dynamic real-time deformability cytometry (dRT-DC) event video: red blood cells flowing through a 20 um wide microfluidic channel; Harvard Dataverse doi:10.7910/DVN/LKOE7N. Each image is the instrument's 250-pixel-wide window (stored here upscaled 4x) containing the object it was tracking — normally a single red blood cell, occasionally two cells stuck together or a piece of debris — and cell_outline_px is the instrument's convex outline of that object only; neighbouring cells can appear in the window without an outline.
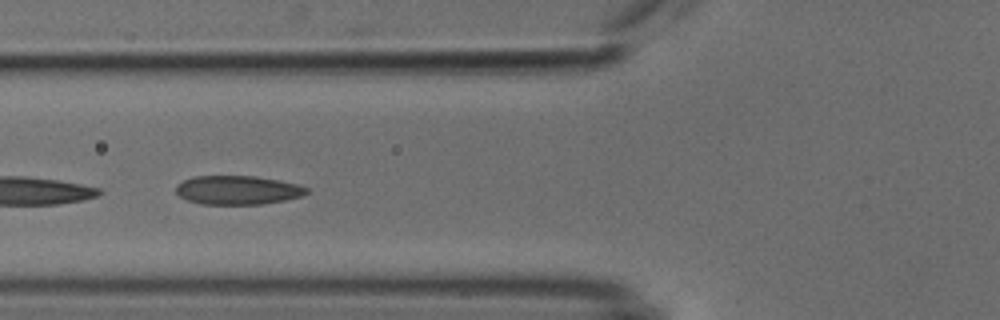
{"species": "common noctule bat (a hibernating species)", "species_latin": "Nyctalus noctula", "temperature_condition": "cold", "stored_images_in_passage": 36, "camera_frame_rate_fps": 3000, "um_per_image_px": 0.085, "animal": {"sex": "male", "body_mass_g": 18.8}, "frame": {"image": 1, "passage_image": 16, "time_ms": 5.0, "image_size_px": [1000, 320], "cell_outline_px": [[308, 192], [300, 196], [284, 200], [264, 204], [200, 204], [188, 200], [180, 196], [176, 192], [176, 184], [184, 180], [196, 176], [256, 176], [296, 184], [308, 188]], "centroid_in_image_um": [20.17, 16.16], "position_along_channel_um": 105.6, "area_um2": 21.79}}